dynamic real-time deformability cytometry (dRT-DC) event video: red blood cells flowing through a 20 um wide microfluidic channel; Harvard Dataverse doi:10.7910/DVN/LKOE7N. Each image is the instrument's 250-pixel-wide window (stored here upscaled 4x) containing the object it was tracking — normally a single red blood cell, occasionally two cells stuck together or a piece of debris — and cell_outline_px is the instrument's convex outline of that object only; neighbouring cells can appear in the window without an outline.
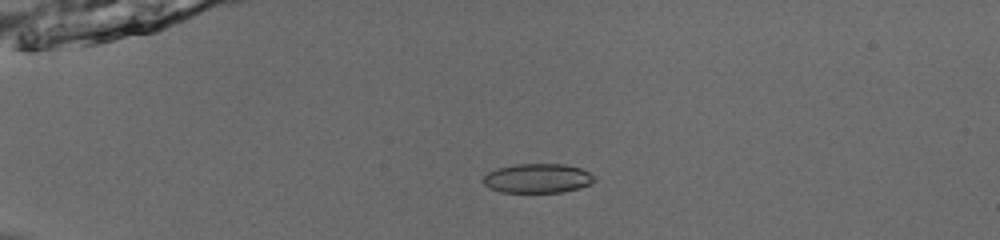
{"species": "common noctule bat (a hibernating species)", "species_latin": "Nyctalus noctula", "temperature_condition": "room temperature", "stored_images_in_passage": 52, "camera_frame_rate_fps": 3000, "um_per_image_px": 0.085, "animal": {"sex": "male", "body_mass_g": 13.0, "forearm_length_mm": 53.1}, "frame": {"image": 1, "passage_image": 14, "time_ms": 4.333, "image_size_px": [1000, 240], "cell_outline_px": [[596, 180], [580, 188], [564, 192], [500, 192], [488, 188], [480, 180], [488, 172], [496, 168], [516, 164], [564, 164], [580, 168], [596, 176]], "centroid_in_image_um": [45.67, 15.16], "position_along_channel_um": 39.3, "area_um2": 19.19}}
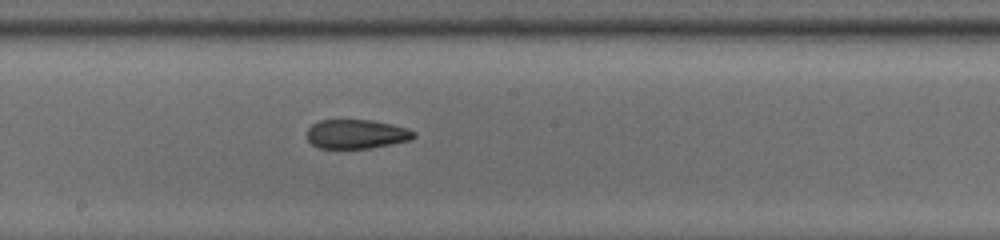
{"frame": {"image": 2, "passage_image": 31, "time_ms": 10.0, "image_size_px": [1000, 240], "cell_outline_px": [[416, 136], [412, 140], [372, 148], [320, 148], [312, 144], [308, 140], [308, 128], [312, 124], [320, 120], [372, 120], [392, 124], [408, 128], [416, 132]], "centroid_in_image_um": [30.35, 11.39], "position_along_channel_um": 217.9, "area_um2": 18.26}}
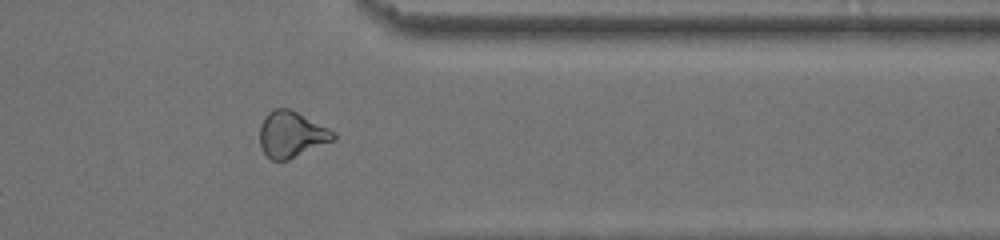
{"frame": {"image": 3, "passage_image": 44, "time_ms": 14.333, "image_size_px": [1000, 240], "cell_outline_px": [[336, 140], [288, 160], [272, 160], [264, 152], [260, 144], [260, 124], [264, 116], [268, 112], [276, 108], [288, 108], [336, 132]], "centroid_in_image_um": [24.78, 11.43], "position_along_channel_um": 386.6, "area_um2": 19.71}, "authors_computed_cell_mechanics": {"area_um2": 19.652, "velocity_mm_per_s": 3.9709, "shape_relaxation_time_tau1_ms": null, "shape_relaxation_time_tau2_ms": 1.8933, "deformation_change_tau1": null, "deformation_change_tau2": 0.0867}}